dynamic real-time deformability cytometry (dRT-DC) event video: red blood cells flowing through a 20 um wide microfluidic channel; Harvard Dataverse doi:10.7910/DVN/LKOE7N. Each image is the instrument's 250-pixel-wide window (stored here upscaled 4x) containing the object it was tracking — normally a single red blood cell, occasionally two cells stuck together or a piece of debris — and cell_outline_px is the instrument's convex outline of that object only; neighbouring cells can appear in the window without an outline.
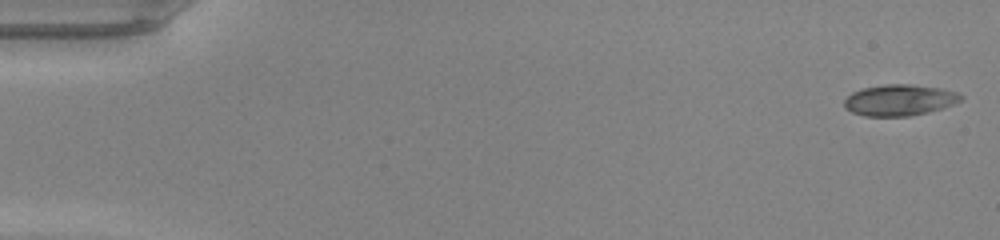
{"species": "common noctule bat (a hibernating species)", "species_latin": "Nyctalus noctula", "temperature_condition": "warm", "stored_images_in_passage": 48, "camera_frame_rate_fps": 3000, "um_per_image_px": 0.085, "animal": {"sex": "male", "body_mass_g": 20.0, "forearm_length_mm": 53.3}, "frame": {"image": 1, "passage_image": 1, "time_ms": 0.0, "image_size_px": [1000, 240], "cell_outline_px": [[964, 96], [960, 100], [944, 108], [928, 112], [908, 116], [864, 116], [852, 112], [844, 108], [844, 100], [852, 92], [860, 88], [884, 84], [912, 84], [940, 88], [956, 92]], "centroid_in_image_um": [76.42, 8.5], "position_along_channel_um": 8.6, "area_um2": 21.27}}
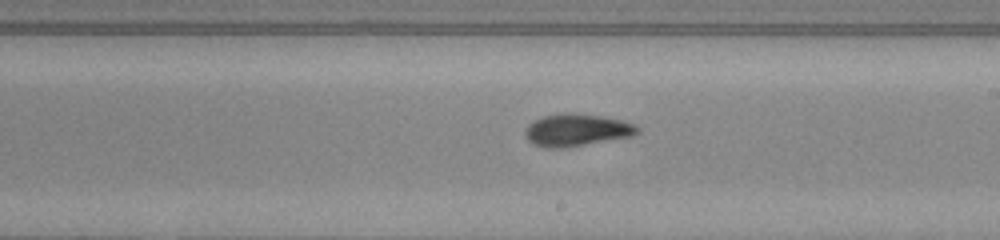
{"frame": {"image": 2, "passage_image": 28, "time_ms": 9.0, "image_size_px": [1000, 240], "cell_outline_px": [[640, 132], [632, 136], [560, 148], [544, 148], [532, 144], [524, 136], [524, 132], [528, 124], [544, 116], [564, 112], [568, 112], [600, 116], [624, 120], [636, 124], [640, 128]], "centroid_in_image_um": [49.01, 11.05], "position_along_channel_um": 240.0, "area_um2": 21.15}}
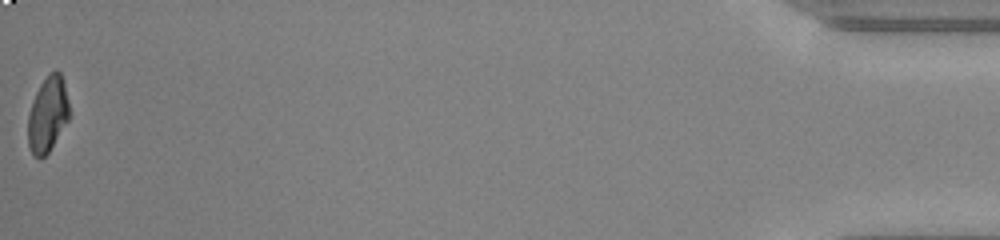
{"frame": {"image": 3, "passage_image": 48, "time_ms": 15.667, "image_size_px": [1000, 240], "cell_outline_px": [[68, 120], [48, 152], [40, 160], [32, 156], [28, 144], [28, 116], [32, 100], [40, 84], [56, 68], [60, 72], [64, 84], [68, 100]], "centroid_in_image_um": [4.02, 9.75], "position_along_channel_um": 431.2, "area_um2": 17.98}, "authors_computed_cell_mechanics": {"area_um2": 20.519, "velocity_mm_per_s": 4.2945, "shape_relaxation_time_tau1_ms": 5.7461, "shape_relaxation_time_tau2_ms": 1.6918, "deformation_change_tau1": 0.216, "deformation_change_tau2": 0.0738}}